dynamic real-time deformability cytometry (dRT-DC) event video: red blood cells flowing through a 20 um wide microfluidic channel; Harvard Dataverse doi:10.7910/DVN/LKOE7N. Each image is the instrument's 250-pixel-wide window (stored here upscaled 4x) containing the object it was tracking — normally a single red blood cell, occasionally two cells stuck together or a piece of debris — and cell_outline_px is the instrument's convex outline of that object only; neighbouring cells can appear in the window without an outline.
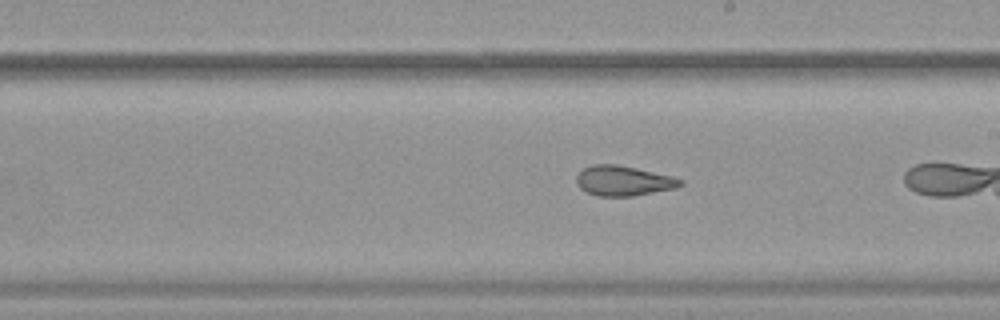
{"species": "common noctule bat (a hibernating species)", "species_latin": "Nyctalus noctula", "temperature_condition": "warm", "stored_images_in_passage": 16, "camera_frame_rate_fps": 3000, "um_per_image_px": 0.085, "animal": {"sex": "female", "body_mass_g": 19.9}, "frame": {"image": 1, "passage_image": 14, "time_ms": 4.333, "image_size_px": [1000, 320], "cell_outline_px": [[684, 184], [676, 188], [632, 196], [596, 196], [580, 188], [576, 184], [576, 176], [584, 168], [592, 164], [616, 164], [636, 168], [672, 176], [684, 180]], "centroid_in_image_um": [52.99, 15.36], "position_along_channel_um": 236.0, "area_um2": 18.21}}